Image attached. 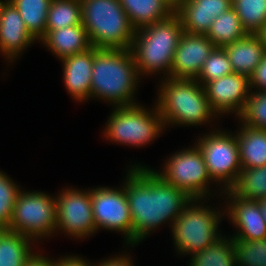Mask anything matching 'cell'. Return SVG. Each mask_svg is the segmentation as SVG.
I'll list each match as a JSON object with an SVG mask.
<instances>
[{
	"mask_svg": "<svg viewBox=\"0 0 266 266\" xmlns=\"http://www.w3.org/2000/svg\"><path fill=\"white\" fill-rule=\"evenodd\" d=\"M30 238L7 229H0V266H24L31 253Z\"/></svg>",
	"mask_w": 266,
	"mask_h": 266,
	"instance_id": "23",
	"label": "cell"
},
{
	"mask_svg": "<svg viewBox=\"0 0 266 266\" xmlns=\"http://www.w3.org/2000/svg\"><path fill=\"white\" fill-rule=\"evenodd\" d=\"M61 60L64 82L71 96L80 101L90 98L94 47Z\"/></svg>",
	"mask_w": 266,
	"mask_h": 266,
	"instance_id": "18",
	"label": "cell"
},
{
	"mask_svg": "<svg viewBox=\"0 0 266 266\" xmlns=\"http://www.w3.org/2000/svg\"><path fill=\"white\" fill-rule=\"evenodd\" d=\"M236 266H266V239H233Z\"/></svg>",
	"mask_w": 266,
	"mask_h": 266,
	"instance_id": "30",
	"label": "cell"
},
{
	"mask_svg": "<svg viewBox=\"0 0 266 266\" xmlns=\"http://www.w3.org/2000/svg\"><path fill=\"white\" fill-rule=\"evenodd\" d=\"M198 141L196 145L201 150L211 179L225 182L226 190H229L242 170L236 135L232 137L219 130Z\"/></svg>",
	"mask_w": 266,
	"mask_h": 266,
	"instance_id": "9",
	"label": "cell"
},
{
	"mask_svg": "<svg viewBox=\"0 0 266 266\" xmlns=\"http://www.w3.org/2000/svg\"><path fill=\"white\" fill-rule=\"evenodd\" d=\"M190 266H235L233 237H220L215 243L193 254Z\"/></svg>",
	"mask_w": 266,
	"mask_h": 266,
	"instance_id": "28",
	"label": "cell"
},
{
	"mask_svg": "<svg viewBox=\"0 0 266 266\" xmlns=\"http://www.w3.org/2000/svg\"><path fill=\"white\" fill-rule=\"evenodd\" d=\"M35 40L14 5L9 0L0 1V50L3 54L13 60Z\"/></svg>",
	"mask_w": 266,
	"mask_h": 266,
	"instance_id": "17",
	"label": "cell"
},
{
	"mask_svg": "<svg viewBox=\"0 0 266 266\" xmlns=\"http://www.w3.org/2000/svg\"><path fill=\"white\" fill-rule=\"evenodd\" d=\"M19 11L27 30L35 39L46 35V23L52 0H9Z\"/></svg>",
	"mask_w": 266,
	"mask_h": 266,
	"instance_id": "25",
	"label": "cell"
},
{
	"mask_svg": "<svg viewBox=\"0 0 266 266\" xmlns=\"http://www.w3.org/2000/svg\"><path fill=\"white\" fill-rule=\"evenodd\" d=\"M247 34L248 32L242 26L237 13L233 8H230L214 19L206 36L215 47L224 48L244 38Z\"/></svg>",
	"mask_w": 266,
	"mask_h": 266,
	"instance_id": "24",
	"label": "cell"
},
{
	"mask_svg": "<svg viewBox=\"0 0 266 266\" xmlns=\"http://www.w3.org/2000/svg\"><path fill=\"white\" fill-rule=\"evenodd\" d=\"M81 6L92 47L130 49L136 30L119 0H81Z\"/></svg>",
	"mask_w": 266,
	"mask_h": 266,
	"instance_id": "5",
	"label": "cell"
},
{
	"mask_svg": "<svg viewBox=\"0 0 266 266\" xmlns=\"http://www.w3.org/2000/svg\"><path fill=\"white\" fill-rule=\"evenodd\" d=\"M251 88L258 87L259 91L266 92V55L257 65L254 72L249 77Z\"/></svg>",
	"mask_w": 266,
	"mask_h": 266,
	"instance_id": "34",
	"label": "cell"
},
{
	"mask_svg": "<svg viewBox=\"0 0 266 266\" xmlns=\"http://www.w3.org/2000/svg\"><path fill=\"white\" fill-rule=\"evenodd\" d=\"M19 191V187L0 171V229H8Z\"/></svg>",
	"mask_w": 266,
	"mask_h": 266,
	"instance_id": "33",
	"label": "cell"
},
{
	"mask_svg": "<svg viewBox=\"0 0 266 266\" xmlns=\"http://www.w3.org/2000/svg\"><path fill=\"white\" fill-rule=\"evenodd\" d=\"M236 139L242 168H258L266 165V130L243 124Z\"/></svg>",
	"mask_w": 266,
	"mask_h": 266,
	"instance_id": "22",
	"label": "cell"
},
{
	"mask_svg": "<svg viewBox=\"0 0 266 266\" xmlns=\"http://www.w3.org/2000/svg\"><path fill=\"white\" fill-rule=\"evenodd\" d=\"M157 108L164 126L169 123L197 125L216 116L204 86L196 79L167 77L161 84Z\"/></svg>",
	"mask_w": 266,
	"mask_h": 266,
	"instance_id": "4",
	"label": "cell"
},
{
	"mask_svg": "<svg viewBox=\"0 0 266 266\" xmlns=\"http://www.w3.org/2000/svg\"><path fill=\"white\" fill-rule=\"evenodd\" d=\"M41 40L60 60L83 53L92 48L87 31L83 25H73L58 30H51Z\"/></svg>",
	"mask_w": 266,
	"mask_h": 266,
	"instance_id": "20",
	"label": "cell"
},
{
	"mask_svg": "<svg viewBox=\"0 0 266 266\" xmlns=\"http://www.w3.org/2000/svg\"><path fill=\"white\" fill-rule=\"evenodd\" d=\"M56 229H63L67 234L85 238L96 230L91 191L66 189L56 199Z\"/></svg>",
	"mask_w": 266,
	"mask_h": 266,
	"instance_id": "12",
	"label": "cell"
},
{
	"mask_svg": "<svg viewBox=\"0 0 266 266\" xmlns=\"http://www.w3.org/2000/svg\"><path fill=\"white\" fill-rule=\"evenodd\" d=\"M176 13L163 21L136 30L130 50L139 74L165 70L170 77L174 52L183 34Z\"/></svg>",
	"mask_w": 266,
	"mask_h": 266,
	"instance_id": "3",
	"label": "cell"
},
{
	"mask_svg": "<svg viewBox=\"0 0 266 266\" xmlns=\"http://www.w3.org/2000/svg\"><path fill=\"white\" fill-rule=\"evenodd\" d=\"M19 191L7 230L32 239L56 230V198L42 192ZM34 238V239H33Z\"/></svg>",
	"mask_w": 266,
	"mask_h": 266,
	"instance_id": "6",
	"label": "cell"
},
{
	"mask_svg": "<svg viewBox=\"0 0 266 266\" xmlns=\"http://www.w3.org/2000/svg\"><path fill=\"white\" fill-rule=\"evenodd\" d=\"M57 262V266H92L90 263H87L81 258H78L77 256H70L59 259Z\"/></svg>",
	"mask_w": 266,
	"mask_h": 266,
	"instance_id": "37",
	"label": "cell"
},
{
	"mask_svg": "<svg viewBox=\"0 0 266 266\" xmlns=\"http://www.w3.org/2000/svg\"><path fill=\"white\" fill-rule=\"evenodd\" d=\"M230 190L238 197L258 200L266 197V165L258 168H242L236 183Z\"/></svg>",
	"mask_w": 266,
	"mask_h": 266,
	"instance_id": "27",
	"label": "cell"
},
{
	"mask_svg": "<svg viewBox=\"0 0 266 266\" xmlns=\"http://www.w3.org/2000/svg\"><path fill=\"white\" fill-rule=\"evenodd\" d=\"M135 30L169 18L175 6L169 0H119Z\"/></svg>",
	"mask_w": 266,
	"mask_h": 266,
	"instance_id": "21",
	"label": "cell"
},
{
	"mask_svg": "<svg viewBox=\"0 0 266 266\" xmlns=\"http://www.w3.org/2000/svg\"><path fill=\"white\" fill-rule=\"evenodd\" d=\"M73 25H82L81 0H52L46 23V34Z\"/></svg>",
	"mask_w": 266,
	"mask_h": 266,
	"instance_id": "26",
	"label": "cell"
},
{
	"mask_svg": "<svg viewBox=\"0 0 266 266\" xmlns=\"http://www.w3.org/2000/svg\"><path fill=\"white\" fill-rule=\"evenodd\" d=\"M230 60L224 48L215 47L205 60L196 80L204 86L207 82L233 73Z\"/></svg>",
	"mask_w": 266,
	"mask_h": 266,
	"instance_id": "31",
	"label": "cell"
},
{
	"mask_svg": "<svg viewBox=\"0 0 266 266\" xmlns=\"http://www.w3.org/2000/svg\"><path fill=\"white\" fill-rule=\"evenodd\" d=\"M128 256H121V257H115L111 258L108 260H104L103 262L101 261L99 265L95 266H133L132 262L130 261V257L127 258Z\"/></svg>",
	"mask_w": 266,
	"mask_h": 266,
	"instance_id": "36",
	"label": "cell"
},
{
	"mask_svg": "<svg viewBox=\"0 0 266 266\" xmlns=\"http://www.w3.org/2000/svg\"><path fill=\"white\" fill-rule=\"evenodd\" d=\"M174 6L178 3L179 0H169Z\"/></svg>",
	"mask_w": 266,
	"mask_h": 266,
	"instance_id": "40",
	"label": "cell"
},
{
	"mask_svg": "<svg viewBox=\"0 0 266 266\" xmlns=\"http://www.w3.org/2000/svg\"><path fill=\"white\" fill-rule=\"evenodd\" d=\"M259 34L262 37L264 45L266 46V25L264 26L263 30Z\"/></svg>",
	"mask_w": 266,
	"mask_h": 266,
	"instance_id": "39",
	"label": "cell"
},
{
	"mask_svg": "<svg viewBox=\"0 0 266 266\" xmlns=\"http://www.w3.org/2000/svg\"><path fill=\"white\" fill-rule=\"evenodd\" d=\"M211 210L189 203L176 218L171 226L173 227L174 243L179 253L193 255L220 238L217 234L220 214L218 211Z\"/></svg>",
	"mask_w": 266,
	"mask_h": 266,
	"instance_id": "7",
	"label": "cell"
},
{
	"mask_svg": "<svg viewBox=\"0 0 266 266\" xmlns=\"http://www.w3.org/2000/svg\"><path fill=\"white\" fill-rule=\"evenodd\" d=\"M250 88L249 76L236 72L204 85L209 105L215 113L235 111L238 117L246 107Z\"/></svg>",
	"mask_w": 266,
	"mask_h": 266,
	"instance_id": "13",
	"label": "cell"
},
{
	"mask_svg": "<svg viewBox=\"0 0 266 266\" xmlns=\"http://www.w3.org/2000/svg\"><path fill=\"white\" fill-rule=\"evenodd\" d=\"M232 8V0H179L175 13L185 32L207 34L214 19Z\"/></svg>",
	"mask_w": 266,
	"mask_h": 266,
	"instance_id": "15",
	"label": "cell"
},
{
	"mask_svg": "<svg viewBox=\"0 0 266 266\" xmlns=\"http://www.w3.org/2000/svg\"><path fill=\"white\" fill-rule=\"evenodd\" d=\"M24 266H57V262L46 259V257L35 253V255L33 254Z\"/></svg>",
	"mask_w": 266,
	"mask_h": 266,
	"instance_id": "35",
	"label": "cell"
},
{
	"mask_svg": "<svg viewBox=\"0 0 266 266\" xmlns=\"http://www.w3.org/2000/svg\"><path fill=\"white\" fill-rule=\"evenodd\" d=\"M227 191V192H226ZM234 202L227 207L229 218L239 229L233 239L255 241L266 239V222L262 217L258 200H249L236 196L230 189L226 190Z\"/></svg>",
	"mask_w": 266,
	"mask_h": 266,
	"instance_id": "16",
	"label": "cell"
},
{
	"mask_svg": "<svg viewBox=\"0 0 266 266\" xmlns=\"http://www.w3.org/2000/svg\"><path fill=\"white\" fill-rule=\"evenodd\" d=\"M138 76L130 49L94 47L90 97L105 98L116 107L137 105L132 96Z\"/></svg>",
	"mask_w": 266,
	"mask_h": 266,
	"instance_id": "2",
	"label": "cell"
},
{
	"mask_svg": "<svg viewBox=\"0 0 266 266\" xmlns=\"http://www.w3.org/2000/svg\"><path fill=\"white\" fill-rule=\"evenodd\" d=\"M124 189L133 223V244L166 220L172 225L189 203L198 201L144 166L131 168Z\"/></svg>",
	"mask_w": 266,
	"mask_h": 266,
	"instance_id": "1",
	"label": "cell"
},
{
	"mask_svg": "<svg viewBox=\"0 0 266 266\" xmlns=\"http://www.w3.org/2000/svg\"><path fill=\"white\" fill-rule=\"evenodd\" d=\"M258 203L260 205V210H261V213H262V217H263V219L266 222V197L258 199Z\"/></svg>",
	"mask_w": 266,
	"mask_h": 266,
	"instance_id": "38",
	"label": "cell"
},
{
	"mask_svg": "<svg viewBox=\"0 0 266 266\" xmlns=\"http://www.w3.org/2000/svg\"><path fill=\"white\" fill-rule=\"evenodd\" d=\"M242 26L250 34H259L266 25V0H232Z\"/></svg>",
	"mask_w": 266,
	"mask_h": 266,
	"instance_id": "29",
	"label": "cell"
},
{
	"mask_svg": "<svg viewBox=\"0 0 266 266\" xmlns=\"http://www.w3.org/2000/svg\"><path fill=\"white\" fill-rule=\"evenodd\" d=\"M155 112L137 105L116 107L107 121L105 135L117 143L143 146L156 138L164 127L156 107Z\"/></svg>",
	"mask_w": 266,
	"mask_h": 266,
	"instance_id": "8",
	"label": "cell"
},
{
	"mask_svg": "<svg viewBox=\"0 0 266 266\" xmlns=\"http://www.w3.org/2000/svg\"><path fill=\"white\" fill-rule=\"evenodd\" d=\"M91 202L96 230L102 227L123 232L128 244L133 245V223L124 186L121 190L97 187L91 190Z\"/></svg>",
	"mask_w": 266,
	"mask_h": 266,
	"instance_id": "11",
	"label": "cell"
},
{
	"mask_svg": "<svg viewBox=\"0 0 266 266\" xmlns=\"http://www.w3.org/2000/svg\"><path fill=\"white\" fill-rule=\"evenodd\" d=\"M239 117L242 124L266 130V92L251 93Z\"/></svg>",
	"mask_w": 266,
	"mask_h": 266,
	"instance_id": "32",
	"label": "cell"
},
{
	"mask_svg": "<svg viewBox=\"0 0 266 266\" xmlns=\"http://www.w3.org/2000/svg\"><path fill=\"white\" fill-rule=\"evenodd\" d=\"M214 48L205 34L184 31L174 52L170 77L196 79Z\"/></svg>",
	"mask_w": 266,
	"mask_h": 266,
	"instance_id": "14",
	"label": "cell"
},
{
	"mask_svg": "<svg viewBox=\"0 0 266 266\" xmlns=\"http://www.w3.org/2000/svg\"><path fill=\"white\" fill-rule=\"evenodd\" d=\"M234 72L250 77L262 58L266 46L260 34L248 33L244 38L224 47Z\"/></svg>",
	"mask_w": 266,
	"mask_h": 266,
	"instance_id": "19",
	"label": "cell"
},
{
	"mask_svg": "<svg viewBox=\"0 0 266 266\" xmlns=\"http://www.w3.org/2000/svg\"><path fill=\"white\" fill-rule=\"evenodd\" d=\"M163 173L156 172L164 181L187 193L192 199L206 196L211 179L198 146L171 156ZM209 180V181H208Z\"/></svg>",
	"mask_w": 266,
	"mask_h": 266,
	"instance_id": "10",
	"label": "cell"
}]
</instances>
